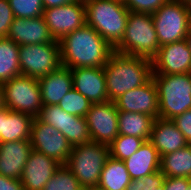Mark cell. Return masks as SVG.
<instances>
[{"label": "cell", "mask_w": 191, "mask_h": 190, "mask_svg": "<svg viewBox=\"0 0 191 190\" xmlns=\"http://www.w3.org/2000/svg\"><path fill=\"white\" fill-rule=\"evenodd\" d=\"M152 61V75L191 73V52L186 40L160 46Z\"/></svg>", "instance_id": "5bb4252c"}, {"label": "cell", "mask_w": 191, "mask_h": 190, "mask_svg": "<svg viewBox=\"0 0 191 190\" xmlns=\"http://www.w3.org/2000/svg\"><path fill=\"white\" fill-rule=\"evenodd\" d=\"M118 111L147 114L159 118L158 91L152 77L143 85L127 91L115 101Z\"/></svg>", "instance_id": "9a60e30c"}, {"label": "cell", "mask_w": 191, "mask_h": 190, "mask_svg": "<svg viewBox=\"0 0 191 190\" xmlns=\"http://www.w3.org/2000/svg\"><path fill=\"white\" fill-rule=\"evenodd\" d=\"M31 151L30 140L0 143V174L20 179Z\"/></svg>", "instance_id": "d6986e66"}, {"label": "cell", "mask_w": 191, "mask_h": 190, "mask_svg": "<svg viewBox=\"0 0 191 190\" xmlns=\"http://www.w3.org/2000/svg\"><path fill=\"white\" fill-rule=\"evenodd\" d=\"M5 108L4 104V89H3V84L0 83V110Z\"/></svg>", "instance_id": "f35d334b"}, {"label": "cell", "mask_w": 191, "mask_h": 190, "mask_svg": "<svg viewBox=\"0 0 191 190\" xmlns=\"http://www.w3.org/2000/svg\"><path fill=\"white\" fill-rule=\"evenodd\" d=\"M103 68L108 99L112 102L127 91L145 84L152 77L151 60L115 51Z\"/></svg>", "instance_id": "7a4b0ae2"}, {"label": "cell", "mask_w": 191, "mask_h": 190, "mask_svg": "<svg viewBox=\"0 0 191 190\" xmlns=\"http://www.w3.org/2000/svg\"><path fill=\"white\" fill-rule=\"evenodd\" d=\"M61 66L66 68L104 67L113 47L91 26L85 24L60 41Z\"/></svg>", "instance_id": "6da1fadb"}, {"label": "cell", "mask_w": 191, "mask_h": 190, "mask_svg": "<svg viewBox=\"0 0 191 190\" xmlns=\"http://www.w3.org/2000/svg\"><path fill=\"white\" fill-rule=\"evenodd\" d=\"M87 190H104V189H101V188H99V187L97 186V187L89 188V189H87Z\"/></svg>", "instance_id": "b9f144b4"}, {"label": "cell", "mask_w": 191, "mask_h": 190, "mask_svg": "<svg viewBox=\"0 0 191 190\" xmlns=\"http://www.w3.org/2000/svg\"><path fill=\"white\" fill-rule=\"evenodd\" d=\"M42 190H85L78 179L65 165L61 164Z\"/></svg>", "instance_id": "83f0119b"}, {"label": "cell", "mask_w": 191, "mask_h": 190, "mask_svg": "<svg viewBox=\"0 0 191 190\" xmlns=\"http://www.w3.org/2000/svg\"><path fill=\"white\" fill-rule=\"evenodd\" d=\"M109 156V145L90 141L74 146L65 165L87 190L98 186Z\"/></svg>", "instance_id": "8992f818"}, {"label": "cell", "mask_w": 191, "mask_h": 190, "mask_svg": "<svg viewBox=\"0 0 191 190\" xmlns=\"http://www.w3.org/2000/svg\"><path fill=\"white\" fill-rule=\"evenodd\" d=\"M160 171L165 177L191 178V144L161 156Z\"/></svg>", "instance_id": "484cf974"}, {"label": "cell", "mask_w": 191, "mask_h": 190, "mask_svg": "<svg viewBox=\"0 0 191 190\" xmlns=\"http://www.w3.org/2000/svg\"><path fill=\"white\" fill-rule=\"evenodd\" d=\"M73 88L91 103L109 101L103 67H79L71 69Z\"/></svg>", "instance_id": "2e32d148"}, {"label": "cell", "mask_w": 191, "mask_h": 190, "mask_svg": "<svg viewBox=\"0 0 191 190\" xmlns=\"http://www.w3.org/2000/svg\"><path fill=\"white\" fill-rule=\"evenodd\" d=\"M172 121L176 124L179 131L184 135L186 141L191 144V109L183 114L176 116Z\"/></svg>", "instance_id": "e575fe53"}, {"label": "cell", "mask_w": 191, "mask_h": 190, "mask_svg": "<svg viewBox=\"0 0 191 190\" xmlns=\"http://www.w3.org/2000/svg\"><path fill=\"white\" fill-rule=\"evenodd\" d=\"M85 120L93 142L110 145L119 135L115 102L92 103Z\"/></svg>", "instance_id": "7c38bea8"}, {"label": "cell", "mask_w": 191, "mask_h": 190, "mask_svg": "<svg viewBox=\"0 0 191 190\" xmlns=\"http://www.w3.org/2000/svg\"><path fill=\"white\" fill-rule=\"evenodd\" d=\"M189 50L191 52V29L188 31L187 36L185 37Z\"/></svg>", "instance_id": "ab89813d"}, {"label": "cell", "mask_w": 191, "mask_h": 190, "mask_svg": "<svg viewBox=\"0 0 191 190\" xmlns=\"http://www.w3.org/2000/svg\"><path fill=\"white\" fill-rule=\"evenodd\" d=\"M61 164L32 149L20 177L24 190H42Z\"/></svg>", "instance_id": "e0dca14e"}, {"label": "cell", "mask_w": 191, "mask_h": 190, "mask_svg": "<svg viewBox=\"0 0 191 190\" xmlns=\"http://www.w3.org/2000/svg\"><path fill=\"white\" fill-rule=\"evenodd\" d=\"M14 15L9 0H0V38L7 37Z\"/></svg>", "instance_id": "836d02e7"}, {"label": "cell", "mask_w": 191, "mask_h": 190, "mask_svg": "<svg viewBox=\"0 0 191 190\" xmlns=\"http://www.w3.org/2000/svg\"><path fill=\"white\" fill-rule=\"evenodd\" d=\"M165 175L159 170L143 178L132 180L126 190H164Z\"/></svg>", "instance_id": "1f68e13d"}, {"label": "cell", "mask_w": 191, "mask_h": 190, "mask_svg": "<svg viewBox=\"0 0 191 190\" xmlns=\"http://www.w3.org/2000/svg\"><path fill=\"white\" fill-rule=\"evenodd\" d=\"M43 17L54 40L60 41L68 33L74 32L86 24L83 1L44 9Z\"/></svg>", "instance_id": "4fadbf2b"}, {"label": "cell", "mask_w": 191, "mask_h": 190, "mask_svg": "<svg viewBox=\"0 0 191 190\" xmlns=\"http://www.w3.org/2000/svg\"><path fill=\"white\" fill-rule=\"evenodd\" d=\"M76 0H43L44 9L62 6L65 4L72 3Z\"/></svg>", "instance_id": "74e56055"}, {"label": "cell", "mask_w": 191, "mask_h": 190, "mask_svg": "<svg viewBox=\"0 0 191 190\" xmlns=\"http://www.w3.org/2000/svg\"><path fill=\"white\" fill-rule=\"evenodd\" d=\"M21 74L36 79L56 71L61 66L59 41L19 45Z\"/></svg>", "instance_id": "9c48e42d"}, {"label": "cell", "mask_w": 191, "mask_h": 190, "mask_svg": "<svg viewBox=\"0 0 191 190\" xmlns=\"http://www.w3.org/2000/svg\"><path fill=\"white\" fill-rule=\"evenodd\" d=\"M92 103L74 88L61 99L58 106L69 114L85 117Z\"/></svg>", "instance_id": "f546056e"}, {"label": "cell", "mask_w": 191, "mask_h": 190, "mask_svg": "<svg viewBox=\"0 0 191 190\" xmlns=\"http://www.w3.org/2000/svg\"><path fill=\"white\" fill-rule=\"evenodd\" d=\"M161 157L154 145L149 141H144L141 147L129 158L124 160L125 167L132 180L143 178L160 170Z\"/></svg>", "instance_id": "7402d4cb"}, {"label": "cell", "mask_w": 191, "mask_h": 190, "mask_svg": "<svg viewBox=\"0 0 191 190\" xmlns=\"http://www.w3.org/2000/svg\"><path fill=\"white\" fill-rule=\"evenodd\" d=\"M33 117L29 114L3 109L2 143L29 140Z\"/></svg>", "instance_id": "603a6c76"}, {"label": "cell", "mask_w": 191, "mask_h": 190, "mask_svg": "<svg viewBox=\"0 0 191 190\" xmlns=\"http://www.w3.org/2000/svg\"><path fill=\"white\" fill-rule=\"evenodd\" d=\"M14 17L34 18L43 16V0H9Z\"/></svg>", "instance_id": "4dcf8cb0"}, {"label": "cell", "mask_w": 191, "mask_h": 190, "mask_svg": "<svg viewBox=\"0 0 191 190\" xmlns=\"http://www.w3.org/2000/svg\"><path fill=\"white\" fill-rule=\"evenodd\" d=\"M154 118L141 113L118 111L119 135L135 136L149 140Z\"/></svg>", "instance_id": "cb8c5ba5"}, {"label": "cell", "mask_w": 191, "mask_h": 190, "mask_svg": "<svg viewBox=\"0 0 191 190\" xmlns=\"http://www.w3.org/2000/svg\"><path fill=\"white\" fill-rule=\"evenodd\" d=\"M189 8H190V20H191V3H189Z\"/></svg>", "instance_id": "7bdbcfd3"}, {"label": "cell", "mask_w": 191, "mask_h": 190, "mask_svg": "<svg viewBox=\"0 0 191 190\" xmlns=\"http://www.w3.org/2000/svg\"><path fill=\"white\" fill-rule=\"evenodd\" d=\"M38 82L43 106L58 105L65 94L73 89L71 69L63 66L38 78Z\"/></svg>", "instance_id": "44dd1931"}, {"label": "cell", "mask_w": 191, "mask_h": 190, "mask_svg": "<svg viewBox=\"0 0 191 190\" xmlns=\"http://www.w3.org/2000/svg\"><path fill=\"white\" fill-rule=\"evenodd\" d=\"M5 108L37 117L43 108L38 79L18 75L3 83Z\"/></svg>", "instance_id": "ba28073f"}, {"label": "cell", "mask_w": 191, "mask_h": 190, "mask_svg": "<svg viewBox=\"0 0 191 190\" xmlns=\"http://www.w3.org/2000/svg\"><path fill=\"white\" fill-rule=\"evenodd\" d=\"M131 181L124 162L109 156L102 169L98 187L104 190H126Z\"/></svg>", "instance_id": "d4e9b609"}, {"label": "cell", "mask_w": 191, "mask_h": 190, "mask_svg": "<svg viewBox=\"0 0 191 190\" xmlns=\"http://www.w3.org/2000/svg\"><path fill=\"white\" fill-rule=\"evenodd\" d=\"M0 190H24V189L20 179H14L0 174Z\"/></svg>", "instance_id": "8d00e7d4"}, {"label": "cell", "mask_w": 191, "mask_h": 190, "mask_svg": "<svg viewBox=\"0 0 191 190\" xmlns=\"http://www.w3.org/2000/svg\"><path fill=\"white\" fill-rule=\"evenodd\" d=\"M159 102V118L172 120L191 109V73L152 75Z\"/></svg>", "instance_id": "5b68a950"}, {"label": "cell", "mask_w": 191, "mask_h": 190, "mask_svg": "<svg viewBox=\"0 0 191 190\" xmlns=\"http://www.w3.org/2000/svg\"><path fill=\"white\" fill-rule=\"evenodd\" d=\"M160 46L184 40L191 29L189 3L168 0L152 14Z\"/></svg>", "instance_id": "52a82bcc"}, {"label": "cell", "mask_w": 191, "mask_h": 190, "mask_svg": "<svg viewBox=\"0 0 191 190\" xmlns=\"http://www.w3.org/2000/svg\"><path fill=\"white\" fill-rule=\"evenodd\" d=\"M21 75L19 45L11 39L0 38V83Z\"/></svg>", "instance_id": "4316f807"}, {"label": "cell", "mask_w": 191, "mask_h": 190, "mask_svg": "<svg viewBox=\"0 0 191 190\" xmlns=\"http://www.w3.org/2000/svg\"><path fill=\"white\" fill-rule=\"evenodd\" d=\"M37 118L60 131L72 147L91 141L85 117L69 114L58 105L43 106Z\"/></svg>", "instance_id": "30bf717a"}, {"label": "cell", "mask_w": 191, "mask_h": 190, "mask_svg": "<svg viewBox=\"0 0 191 190\" xmlns=\"http://www.w3.org/2000/svg\"><path fill=\"white\" fill-rule=\"evenodd\" d=\"M29 140L33 150L44 153L60 164H66L73 148L60 131L37 117L32 121Z\"/></svg>", "instance_id": "8fae6325"}, {"label": "cell", "mask_w": 191, "mask_h": 190, "mask_svg": "<svg viewBox=\"0 0 191 190\" xmlns=\"http://www.w3.org/2000/svg\"><path fill=\"white\" fill-rule=\"evenodd\" d=\"M7 38L17 45H36L54 42L44 17H14Z\"/></svg>", "instance_id": "ac0fdd59"}, {"label": "cell", "mask_w": 191, "mask_h": 190, "mask_svg": "<svg viewBox=\"0 0 191 190\" xmlns=\"http://www.w3.org/2000/svg\"><path fill=\"white\" fill-rule=\"evenodd\" d=\"M144 141V139L135 136L118 135L109 145L110 156L124 161L138 151Z\"/></svg>", "instance_id": "f1b7e54d"}, {"label": "cell", "mask_w": 191, "mask_h": 190, "mask_svg": "<svg viewBox=\"0 0 191 190\" xmlns=\"http://www.w3.org/2000/svg\"><path fill=\"white\" fill-rule=\"evenodd\" d=\"M84 5L86 24L94 28L114 49L124 36L128 8L119 0H87Z\"/></svg>", "instance_id": "3957f363"}, {"label": "cell", "mask_w": 191, "mask_h": 190, "mask_svg": "<svg viewBox=\"0 0 191 190\" xmlns=\"http://www.w3.org/2000/svg\"><path fill=\"white\" fill-rule=\"evenodd\" d=\"M2 118H3V109L0 110V143H2Z\"/></svg>", "instance_id": "60d3db41"}, {"label": "cell", "mask_w": 191, "mask_h": 190, "mask_svg": "<svg viewBox=\"0 0 191 190\" xmlns=\"http://www.w3.org/2000/svg\"><path fill=\"white\" fill-rule=\"evenodd\" d=\"M149 141L154 145L160 157L189 144L172 120L161 118L154 119Z\"/></svg>", "instance_id": "ffe728a7"}, {"label": "cell", "mask_w": 191, "mask_h": 190, "mask_svg": "<svg viewBox=\"0 0 191 190\" xmlns=\"http://www.w3.org/2000/svg\"><path fill=\"white\" fill-rule=\"evenodd\" d=\"M168 0H124L129 11L153 14Z\"/></svg>", "instance_id": "d6a6232c"}, {"label": "cell", "mask_w": 191, "mask_h": 190, "mask_svg": "<svg viewBox=\"0 0 191 190\" xmlns=\"http://www.w3.org/2000/svg\"><path fill=\"white\" fill-rule=\"evenodd\" d=\"M191 184V178L165 177L164 190H187Z\"/></svg>", "instance_id": "d590c367"}, {"label": "cell", "mask_w": 191, "mask_h": 190, "mask_svg": "<svg viewBox=\"0 0 191 190\" xmlns=\"http://www.w3.org/2000/svg\"><path fill=\"white\" fill-rule=\"evenodd\" d=\"M184 2H187V3H191V0H182Z\"/></svg>", "instance_id": "ee69618b"}, {"label": "cell", "mask_w": 191, "mask_h": 190, "mask_svg": "<svg viewBox=\"0 0 191 190\" xmlns=\"http://www.w3.org/2000/svg\"><path fill=\"white\" fill-rule=\"evenodd\" d=\"M159 48L152 14L129 11L124 36L114 51L152 60Z\"/></svg>", "instance_id": "277c9868"}]
</instances>
